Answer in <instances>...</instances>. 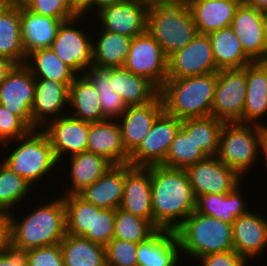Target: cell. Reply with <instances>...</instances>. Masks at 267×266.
Instances as JSON below:
<instances>
[{
    "instance_id": "1",
    "label": "cell",
    "mask_w": 267,
    "mask_h": 266,
    "mask_svg": "<svg viewBox=\"0 0 267 266\" xmlns=\"http://www.w3.org/2000/svg\"><path fill=\"white\" fill-rule=\"evenodd\" d=\"M151 174L153 226L175 230L195 209V195L185 169L148 167Z\"/></svg>"
},
{
    "instance_id": "2",
    "label": "cell",
    "mask_w": 267,
    "mask_h": 266,
    "mask_svg": "<svg viewBox=\"0 0 267 266\" xmlns=\"http://www.w3.org/2000/svg\"><path fill=\"white\" fill-rule=\"evenodd\" d=\"M44 202L31 212H26L22 219L14 211L9 214L10 242L13 245L30 250L59 244L63 240L67 233L63 197L60 195Z\"/></svg>"
},
{
    "instance_id": "3",
    "label": "cell",
    "mask_w": 267,
    "mask_h": 266,
    "mask_svg": "<svg viewBox=\"0 0 267 266\" xmlns=\"http://www.w3.org/2000/svg\"><path fill=\"white\" fill-rule=\"evenodd\" d=\"M12 144L8 141L0 145L3 152L6 148L9 149V152L6 151V155L0 160L31 186L37 185L44 180V177H49L47 175L57 170L59 163L54 155L50 139L43 129H30L24 136L15 141L12 140ZM9 147H12V150Z\"/></svg>"
},
{
    "instance_id": "4",
    "label": "cell",
    "mask_w": 267,
    "mask_h": 266,
    "mask_svg": "<svg viewBox=\"0 0 267 266\" xmlns=\"http://www.w3.org/2000/svg\"><path fill=\"white\" fill-rule=\"evenodd\" d=\"M217 72L182 78H167L160 95L164 110L185 120L212 115Z\"/></svg>"
},
{
    "instance_id": "5",
    "label": "cell",
    "mask_w": 267,
    "mask_h": 266,
    "mask_svg": "<svg viewBox=\"0 0 267 266\" xmlns=\"http://www.w3.org/2000/svg\"><path fill=\"white\" fill-rule=\"evenodd\" d=\"M181 256H202L234 250L232 224L193 211L175 230Z\"/></svg>"
},
{
    "instance_id": "6",
    "label": "cell",
    "mask_w": 267,
    "mask_h": 266,
    "mask_svg": "<svg viewBox=\"0 0 267 266\" xmlns=\"http://www.w3.org/2000/svg\"><path fill=\"white\" fill-rule=\"evenodd\" d=\"M146 31L159 43L167 58L198 34L186 1L148 8Z\"/></svg>"
},
{
    "instance_id": "7",
    "label": "cell",
    "mask_w": 267,
    "mask_h": 266,
    "mask_svg": "<svg viewBox=\"0 0 267 266\" xmlns=\"http://www.w3.org/2000/svg\"><path fill=\"white\" fill-rule=\"evenodd\" d=\"M260 136L261 126L259 125L224 123L216 157L241 177L247 176L248 170H251L261 157Z\"/></svg>"
},
{
    "instance_id": "8",
    "label": "cell",
    "mask_w": 267,
    "mask_h": 266,
    "mask_svg": "<svg viewBox=\"0 0 267 266\" xmlns=\"http://www.w3.org/2000/svg\"><path fill=\"white\" fill-rule=\"evenodd\" d=\"M246 92V66L242 69L219 70L211 116L225 123L243 124Z\"/></svg>"
},
{
    "instance_id": "9",
    "label": "cell",
    "mask_w": 267,
    "mask_h": 266,
    "mask_svg": "<svg viewBox=\"0 0 267 266\" xmlns=\"http://www.w3.org/2000/svg\"><path fill=\"white\" fill-rule=\"evenodd\" d=\"M82 20L81 17H74L63 21L50 47L78 75L93 67L91 38L93 32L90 34L78 28L79 22L85 23Z\"/></svg>"
},
{
    "instance_id": "10",
    "label": "cell",
    "mask_w": 267,
    "mask_h": 266,
    "mask_svg": "<svg viewBox=\"0 0 267 266\" xmlns=\"http://www.w3.org/2000/svg\"><path fill=\"white\" fill-rule=\"evenodd\" d=\"M181 123L182 120L164 110L140 145L130 154L129 164L135 167L162 165Z\"/></svg>"
},
{
    "instance_id": "11",
    "label": "cell",
    "mask_w": 267,
    "mask_h": 266,
    "mask_svg": "<svg viewBox=\"0 0 267 266\" xmlns=\"http://www.w3.org/2000/svg\"><path fill=\"white\" fill-rule=\"evenodd\" d=\"M123 67L135 75L147 78L159 90L167 80V57L147 31L132 39Z\"/></svg>"
},
{
    "instance_id": "12",
    "label": "cell",
    "mask_w": 267,
    "mask_h": 266,
    "mask_svg": "<svg viewBox=\"0 0 267 266\" xmlns=\"http://www.w3.org/2000/svg\"><path fill=\"white\" fill-rule=\"evenodd\" d=\"M35 97V78L25 65H15L0 83V104L32 129L31 109Z\"/></svg>"
},
{
    "instance_id": "13",
    "label": "cell",
    "mask_w": 267,
    "mask_h": 266,
    "mask_svg": "<svg viewBox=\"0 0 267 266\" xmlns=\"http://www.w3.org/2000/svg\"><path fill=\"white\" fill-rule=\"evenodd\" d=\"M210 37L198 33L183 49L167 58V78H182L218 72Z\"/></svg>"
},
{
    "instance_id": "14",
    "label": "cell",
    "mask_w": 267,
    "mask_h": 266,
    "mask_svg": "<svg viewBox=\"0 0 267 266\" xmlns=\"http://www.w3.org/2000/svg\"><path fill=\"white\" fill-rule=\"evenodd\" d=\"M185 171L195 197L213 193L227 194L240 185L243 179L216 156L196 162Z\"/></svg>"
},
{
    "instance_id": "15",
    "label": "cell",
    "mask_w": 267,
    "mask_h": 266,
    "mask_svg": "<svg viewBox=\"0 0 267 266\" xmlns=\"http://www.w3.org/2000/svg\"><path fill=\"white\" fill-rule=\"evenodd\" d=\"M90 123L69 114L50 121L43 130L50 139L59 165L67 157L87 151ZM63 160V162H62Z\"/></svg>"
},
{
    "instance_id": "16",
    "label": "cell",
    "mask_w": 267,
    "mask_h": 266,
    "mask_svg": "<svg viewBox=\"0 0 267 266\" xmlns=\"http://www.w3.org/2000/svg\"><path fill=\"white\" fill-rule=\"evenodd\" d=\"M148 6L142 0H121L95 17L101 29L134 38L146 32Z\"/></svg>"
},
{
    "instance_id": "17",
    "label": "cell",
    "mask_w": 267,
    "mask_h": 266,
    "mask_svg": "<svg viewBox=\"0 0 267 266\" xmlns=\"http://www.w3.org/2000/svg\"><path fill=\"white\" fill-rule=\"evenodd\" d=\"M68 100L69 88L64 83L35 79V97L31 109L32 129H42L50 121L67 115Z\"/></svg>"
},
{
    "instance_id": "18",
    "label": "cell",
    "mask_w": 267,
    "mask_h": 266,
    "mask_svg": "<svg viewBox=\"0 0 267 266\" xmlns=\"http://www.w3.org/2000/svg\"><path fill=\"white\" fill-rule=\"evenodd\" d=\"M120 208L153 225L151 174L148 167L124 164V189Z\"/></svg>"
},
{
    "instance_id": "19",
    "label": "cell",
    "mask_w": 267,
    "mask_h": 266,
    "mask_svg": "<svg viewBox=\"0 0 267 266\" xmlns=\"http://www.w3.org/2000/svg\"><path fill=\"white\" fill-rule=\"evenodd\" d=\"M234 250L247 262L259 258L267 248V217L252 212L241 215L232 223Z\"/></svg>"
},
{
    "instance_id": "20",
    "label": "cell",
    "mask_w": 267,
    "mask_h": 266,
    "mask_svg": "<svg viewBox=\"0 0 267 266\" xmlns=\"http://www.w3.org/2000/svg\"><path fill=\"white\" fill-rule=\"evenodd\" d=\"M164 111V103L159 94L144 105L128 106L117 119L126 151L131 154L150 131L157 117Z\"/></svg>"
},
{
    "instance_id": "21",
    "label": "cell",
    "mask_w": 267,
    "mask_h": 266,
    "mask_svg": "<svg viewBox=\"0 0 267 266\" xmlns=\"http://www.w3.org/2000/svg\"><path fill=\"white\" fill-rule=\"evenodd\" d=\"M244 52L255 62L267 53L262 11L247 4H239L230 25Z\"/></svg>"
},
{
    "instance_id": "22",
    "label": "cell",
    "mask_w": 267,
    "mask_h": 266,
    "mask_svg": "<svg viewBox=\"0 0 267 266\" xmlns=\"http://www.w3.org/2000/svg\"><path fill=\"white\" fill-rule=\"evenodd\" d=\"M87 151L103 156L113 165L129 164L118 120L90 123Z\"/></svg>"
},
{
    "instance_id": "23",
    "label": "cell",
    "mask_w": 267,
    "mask_h": 266,
    "mask_svg": "<svg viewBox=\"0 0 267 266\" xmlns=\"http://www.w3.org/2000/svg\"><path fill=\"white\" fill-rule=\"evenodd\" d=\"M137 266H177L181 261L180 244L174 230L158 229L138 243Z\"/></svg>"
},
{
    "instance_id": "24",
    "label": "cell",
    "mask_w": 267,
    "mask_h": 266,
    "mask_svg": "<svg viewBox=\"0 0 267 266\" xmlns=\"http://www.w3.org/2000/svg\"><path fill=\"white\" fill-rule=\"evenodd\" d=\"M69 19L46 17L20 7L21 41L27 56L40 49L50 48L59 26Z\"/></svg>"
},
{
    "instance_id": "25",
    "label": "cell",
    "mask_w": 267,
    "mask_h": 266,
    "mask_svg": "<svg viewBox=\"0 0 267 266\" xmlns=\"http://www.w3.org/2000/svg\"><path fill=\"white\" fill-rule=\"evenodd\" d=\"M239 3L234 0H192L188 2L198 33L229 27Z\"/></svg>"
},
{
    "instance_id": "26",
    "label": "cell",
    "mask_w": 267,
    "mask_h": 266,
    "mask_svg": "<svg viewBox=\"0 0 267 266\" xmlns=\"http://www.w3.org/2000/svg\"><path fill=\"white\" fill-rule=\"evenodd\" d=\"M70 164L68 167V178L70 186L64 189L61 195L78 194L85 187L92 185L102 177L113 164L103 156L93 152L85 151L79 154L66 157Z\"/></svg>"
},
{
    "instance_id": "27",
    "label": "cell",
    "mask_w": 267,
    "mask_h": 266,
    "mask_svg": "<svg viewBox=\"0 0 267 266\" xmlns=\"http://www.w3.org/2000/svg\"><path fill=\"white\" fill-rule=\"evenodd\" d=\"M242 185H238L227 194L213 193L196 196L194 211L232 224L236 218L250 211L245 197L242 196L243 193L240 192Z\"/></svg>"
},
{
    "instance_id": "28",
    "label": "cell",
    "mask_w": 267,
    "mask_h": 266,
    "mask_svg": "<svg viewBox=\"0 0 267 266\" xmlns=\"http://www.w3.org/2000/svg\"><path fill=\"white\" fill-rule=\"evenodd\" d=\"M124 189V165H113L92 185L85 187L78 195L99 208L120 207Z\"/></svg>"
},
{
    "instance_id": "29",
    "label": "cell",
    "mask_w": 267,
    "mask_h": 266,
    "mask_svg": "<svg viewBox=\"0 0 267 266\" xmlns=\"http://www.w3.org/2000/svg\"><path fill=\"white\" fill-rule=\"evenodd\" d=\"M68 106V114L73 118L89 123L107 120L96 88L84 74L77 75L70 84Z\"/></svg>"
},
{
    "instance_id": "30",
    "label": "cell",
    "mask_w": 267,
    "mask_h": 266,
    "mask_svg": "<svg viewBox=\"0 0 267 266\" xmlns=\"http://www.w3.org/2000/svg\"><path fill=\"white\" fill-rule=\"evenodd\" d=\"M246 80L243 124L267 126V123L260 121L264 115L267 116V74L255 61L246 65Z\"/></svg>"
},
{
    "instance_id": "31",
    "label": "cell",
    "mask_w": 267,
    "mask_h": 266,
    "mask_svg": "<svg viewBox=\"0 0 267 266\" xmlns=\"http://www.w3.org/2000/svg\"><path fill=\"white\" fill-rule=\"evenodd\" d=\"M0 56L16 65L25 64L27 54L21 41L20 7L0 0Z\"/></svg>"
},
{
    "instance_id": "32",
    "label": "cell",
    "mask_w": 267,
    "mask_h": 266,
    "mask_svg": "<svg viewBox=\"0 0 267 266\" xmlns=\"http://www.w3.org/2000/svg\"><path fill=\"white\" fill-rule=\"evenodd\" d=\"M98 33L100 34H96L94 40L92 39L93 66L99 68L123 67L133 38L100 30V27Z\"/></svg>"
},
{
    "instance_id": "33",
    "label": "cell",
    "mask_w": 267,
    "mask_h": 266,
    "mask_svg": "<svg viewBox=\"0 0 267 266\" xmlns=\"http://www.w3.org/2000/svg\"><path fill=\"white\" fill-rule=\"evenodd\" d=\"M216 67L242 69L254 62L243 50L241 42L232 30L226 27L208 34Z\"/></svg>"
},
{
    "instance_id": "34",
    "label": "cell",
    "mask_w": 267,
    "mask_h": 266,
    "mask_svg": "<svg viewBox=\"0 0 267 266\" xmlns=\"http://www.w3.org/2000/svg\"><path fill=\"white\" fill-rule=\"evenodd\" d=\"M113 87L127 106L150 103L160 93L147 78L135 75L124 67L113 68Z\"/></svg>"
},
{
    "instance_id": "35",
    "label": "cell",
    "mask_w": 267,
    "mask_h": 266,
    "mask_svg": "<svg viewBox=\"0 0 267 266\" xmlns=\"http://www.w3.org/2000/svg\"><path fill=\"white\" fill-rule=\"evenodd\" d=\"M60 247L64 266H106L105 246L83 236L66 233Z\"/></svg>"
},
{
    "instance_id": "36",
    "label": "cell",
    "mask_w": 267,
    "mask_h": 266,
    "mask_svg": "<svg viewBox=\"0 0 267 266\" xmlns=\"http://www.w3.org/2000/svg\"><path fill=\"white\" fill-rule=\"evenodd\" d=\"M25 65L35 79L64 83L68 88L78 75L65 64L51 48L36 50L27 56Z\"/></svg>"
},
{
    "instance_id": "37",
    "label": "cell",
    "mask_w": 267,
    "mask_h": 266,
    "mask_svg": "<svg viewBox=\"0 0 267 266\" xmlns=\"http://www.w3.org/2000/svg\"><path fill=\"white\" fill-rule=\"evenodd\" d=\"M84 75L95 86L101 102L103 116L108 120H117L127 109L122 97L114 91L113 68L93 66Z\"/></svg>"
},
{
    "instance_id": "38",
    "label": "cell",
    "mask_w": 267,
    "mask_h": 266,
    "mask_svg": "<svg viewBox=\"0 0 267 266\" xmlns=\"http://www.w3.org/2000/svg\"><path fill=\"white\" fill-rule=\"evenodd\" d=\"M225 122L214 116L182 120L181 130L191 135L192 140L207 157L216 156L220 133Z\"/></svg>"
},
{
    "instance_id": "39",
    "label": "cell",
    "mask_w": 267,
    "mask_h": 266,
    "mask_svg": "<svg viewBox=\"0 0 267 266\" xmlns=\"http://www.w3.org/2000/svg\"><path fill=\"white\" fill-rule=\"evenodd\" d=\"M34 187L35 185L32 187L24 178L13 173L0 160V212L10 214L20 204L23 205L24 199L27 200L28 195H32L30 193Z\"/></svg>"
},
{
    "instance_id": "40",
    "label": "cell",
    "mask_w": 267,
    "mask_h": 266,
    "mask_svg": "<svg viewBox=\"0 0 267 266\" xmlns=\"http://www.w3.org/2000/svg\"><path fill=\"white\" fill-rule=\"evenodd\" d=\"M66 210V230L74 236L93 233L94 205L78 194L62 195Z\"/></svg>"
},
{
    "instance_id": "41",
    "label": "cell",
    "mask_w": 267,
    "mask_h": 266,
    "mask_svg": "<svg viewBox=\"0 0 267 266\" xmlns=\"http://www.w3.org/2000/svg\"><path fill=\"white\" fill-rule=\"evenodd\" d=\"M157 229L146 219L115 209L114 236L115 239L140 243L146 241Z\"/></svg>"
},
{
    "instance_id": "42",
    "label": "cell",
    "mask_w": 267,
    "mask_h": 266,
    "mask_svg": "<svg viewBox=\"0 0 267 266\" xmlns=\"http://www.w3.org/2000/svg\"><path fill=\"white\" fill-rule=\"evenodd\" d=\"M207 156L194 143L191 135H186L181 129L176 134L162 166L176 169H186L196 162L203 161Z\"/></svg>"
},
{
    "instance_id": "43",
    "label": "cell",
    "mask_w": 267,
    "mask_h": 266,
    "mask_svg": "<svg viewBox=\"0 0 267 266\" xmlns=\"http://www.w3.org/2000/svg\"><path fill=\"white\" fill-rule=\"evenodd\" d=\"M138 243L113 238L105 246L106 266H137Z\"/></svg>"
},
{
    "instance_id": "44",
    "label": "cell",
    "mask_w": 267,
    "mask_h": 266,
    "mask_svg": "<svg viewBox=\"0 0 267 266\" xmlns=\"http://www.w3.org/2000/svg\"><path fill=\"white\" fill-rule=\"evenodd\" d=\"M115 209L99 208L94 205L93 233L83 237L106 246L114 236Z\"/></svg>"
},
{
    "instance_id": "45",
    "label": "cell",
    "mask_w": 267,
    "mask_h": 266,
    "mask_svg": "<svg viewBox=\"0 0 267 266\" xmlns=\"http://www.w3.org/2000/svg\"><path fill=\"white\" fill-rule=\"evenodd\" d=\"M25 8L34 13L57 19H72L75 17L72 14L68 0H31Z\"/></svg>"
},
{
    "instance_id": "46",
    "label": "cell",
    "mask_w": 267,
    "mask_h": 266,
    "mask_svg": "<svg viewBox=\"0 0 267 266\" xmlns=\"http://www.w3.org/2000/svg\"><path fill=\"white\" fill-rule=\"evenodd\" d=\"M30 128L0 104V145L24 136Z\"/></svg>"
},
{
    "instance_id": "47",
    "label": "cell",
    "mask_w": 267,
    "mask_h": 266,
    "mask_svg": "<svg viewBox=\"0 0 267 266\" xmlns=\"http://www.w3.org/2000/svg\"><path fill=\"white\" fill-rule=\"evenodd\" d=\"M28 266H64L59 244L28 250Z\"/></svg>"
},
{
    "instance_id": "48",
    "label": "cell",
    "mask_w": 267,
    "mask_h": 266,
    "mask_svg": "<svg viewBox=\"0 0 267 266\" xmlns=\"http://www.w3.org/2000/svg\"><path fill=\"white\" fill-rule=\"evenodd\" d=\"M197 261L199 266H248V262L241 257L235 250L226 252L212 253L202 256Z\"/></svg>"
},
{
    "instance_id": "49",
    "label": "cell",
    "mask_w": 267,
    "mask_h": 266,
    "mask_svg": "<svg viewBox=\"0 0 267 266\" xmlns=\"http://www.w3.org/2000/svg\"><path fill=\"white\" fill-rule=\"evenodd\" d=\"M28 250L11 242L0 253V266H28Z\"/></svg>"
},
{
    "instance_id": "50",
    "label": "cell",
    "mask_w": 267,
    "mask_h": 266,
    "mask_svg": "<svg viewBox=\"0 0 267 266\" xmlns=\"http://www.w3.org/2000/svg\"><path fill=\"white\" fill-rule=\"evenodd\" d=\"M72 14L75 17H84V19L89 16L90 11L92 12V0H68ZM89 12V14L87 13ZM86 16V17H85Z\"/></svg>"
},
{
    "instance_id": "51",
    "label": "cell",
    "mask_w": 267,
    "mask_h": 266,
    "mask_svg": "<svg viewBox=\"0 0 267 266\" xmlns=\"http://www.w3.org/2000/svg\"><path fill=\"white\" fill-rule=\"evenodd\" d=\"M10 243L9 214L0 212V253Z\"/></svg>"
},
{
    "instance_id": "52",
    "label": "cell",
    "mask_w": 267,
    "mask_h": 266,
    "mask_svg": "<svg viewBox=\"0 0 267 266\" xmlns=\"http://www.w3.org/2000/svg\"><path fill=\"white\" fill-rule=\"evenodd\" d=\"M15 65L16 64L10 59L0 56V83L6 78Z\"/></svg>"
},
{
    "instance_id": "53",
    "label": "cell",
    "mask_w": 267,
    "mask_h": 266,
    "mask_svg": "<svg viewBox=\"0 0 267 266\" xmlns=\"http://www.w3.org/2000/svg\"><path fill=\"white\" fill-rule=\"evenodd\" d=\"M259 154H261L263 163L267 166V126H261Z\"/></svg>"
},
{
    "instance_id": "54",
    "label": "cell",
    "mask_w": 267,
    "mask_h": 266,
    "mask_svg": "<svg viewBox=\"0 0 267 266\" xmlns=\"http://www.w3.org/2000/svg\"><path fill=\"white\" fill-rule=\"evenodd\" d=\"M120 1L121 0H92V11H93L92 13L93 15L94 13L97 14L103 8L116 4Z\"/></svg>"
},
{
    "instance_id": "55",
    "label": "cell",
    "mask_w": 267,
    "mask_h": 266,
    "mask_svg": "<svg viewBox=\"0 0 267 266\" xmlns=\"http://www.w3.org/2000/svg\"><path fill=\"white\" fill-rule=\"evenodd\" d=\"M245 4L258 10H267V0H246Z\"/></svg>"
},
{
    "instance_id": "56",
    "label": "cell",
    "mask_w": 267,
    "mask_h": 266,
    "mask_svg": "<svg viewBox=\"0 0 267 266\" xmlns=\"http://www.w3.org/2000/svg\"><path fill=\"white\" fill-rule=\"evenodd\" d=\"M149 8L152 6H157L161 3H176L186 0H142Z\"/></svg>"
},
{
    "instance_id": "57",
    "label": "cell",
    "mask_w": 267,
    "mask_h": 266,
    "mask_svg": "<svg viewBox=\"0 0 267 266\" xmlns=\"http://www.w3.org/2000/svg\"><path fill=\"white\" fill-rule=\"evenodd\" d=\"M6 4L16 7H25L31 0H3Z\"/></svg>"
},
{
    "instance_id": "58",
    "label": "cell",
    "mask_w": 267,
    "mask_h": 266,
    "mask_svg": "<svg viewBox=\"0 0 267 266\" xmlns=\"http://www.w3.org/2000/svg\"><path fill=\"white\" fill-rule=\"evenodd\" d=\"M262 24H263L265 39L267 42V10L262 11Z\"/></svg>"
},
{
    "instance_id": "59",
    "label": "cell",
    "mask_w": 267,
    "mask_h": 266,
    "mask_svg": "<svg viewBox=\"0 0 267 266\" xmlns=\"http://www.w3.org/2000/svg\"><path fill=\"white\" fill-rule=\"evenodd\" d=\"M256 62L264 69L267 74V53Z\"/></svg>"
},
{
    "instance_id": "60",
    "label": "cell",
    "mask_w": 267,
    "mask_h": 266,
    "mask_svg": "<svg viewBox=\"0 0 267 266\" xmlns=\"http://www.w3.org/2000/svg\"><path fill=\"white\" fill-rule=\"evenodd\" d=\"M234 1H236L239 4H245V2H246V0H234Z\"/></svg>"
}]
</instances>
